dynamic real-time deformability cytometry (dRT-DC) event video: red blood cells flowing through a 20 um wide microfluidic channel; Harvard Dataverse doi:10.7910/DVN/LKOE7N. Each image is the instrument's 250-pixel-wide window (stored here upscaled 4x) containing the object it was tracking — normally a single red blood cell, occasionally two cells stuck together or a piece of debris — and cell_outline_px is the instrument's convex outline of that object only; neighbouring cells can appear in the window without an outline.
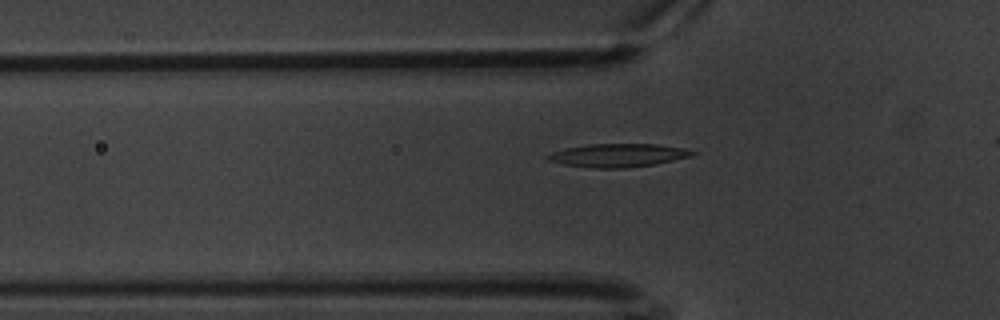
{"species": "common noctule bat (a hibernating species)", "species_latin": "Nyctalus noctula", "temperature_condition": "warm", "stored_images_in_passage": 43, "camera_frame_rate_fps": 3000, "um_per_image_px": 0.085, "animal": {"sex": "male", "body_mass_g": 20.1, "forearm_length_mm": 53.5}, "frame": {"image": 1, "passage_image": 13, "time_ms": 4.0, "image_size_px": [1000, 320], "cell_outline_px": [[696, 152], [688, 156], [656, 164], [624, 168], [596, 168], [564, 164], [548, 160], [544, 156], [552, 152], [564, 148], [588, 144], [656, 144], [684, 148]], "centroid_in_image_um": [52.47, 13.19], "position_along_channel_um": 73.3, "area_um2": 19.42}}
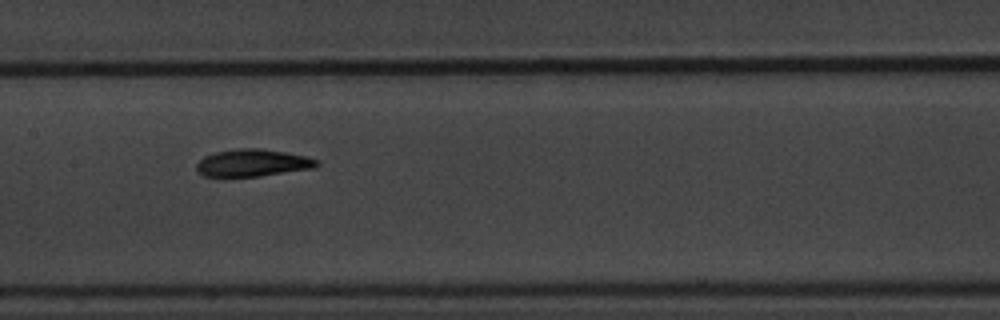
{"frame": {"image": 2, "passage_image": 23, "time_ms": 7.333, "image_size_px": [1000, 320], "cell_outline_px": [[320, 164], [312, 168], [260, 176], [204, 176], [196, 168], [196, 164], [204, 156], [216, 152], [240, 148], [260, 148], [308, 156], [320, 160]], "centroid_in_image_um": [21.51, 13.83], "position_along_channel_um": 185.9, "area_um2": 18.96}}
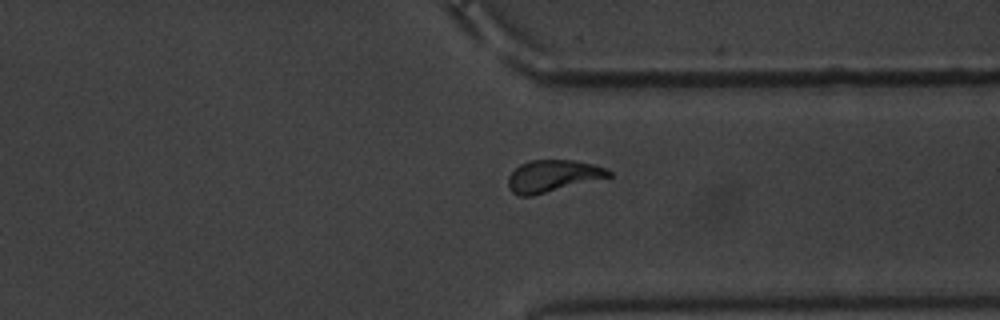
{"frame": {"image": 3, "passage_image": 39, "time_ms": 12.667, "image_size_px": [1000, 320], "cell_outline_px": [[612, 176], [532, 196], [520, 196], [512, 192], [508, 188], [508, 176], [520, 164], [528, 160], [572, 160], [596, 164], [612, 172]], "centroid_in_image_um": [46.97, 14.95], "position_along_channel_um": 364.4, "area_um2": 18.73}}